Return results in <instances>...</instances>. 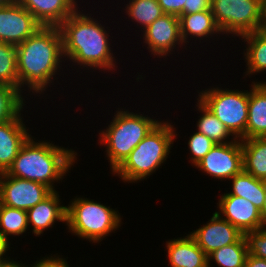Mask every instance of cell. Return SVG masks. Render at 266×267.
<instances>
[{
	"instance_id": "obj_17",
	"label": "cell",
	"mask_w": 266,
	"mask_h": 267,
	"mask_svg": "<svg viewBox=\"0 0 266 267\" xmlns=\"http://www.w3.org/2000/svg\"><path fill=\"white\" fill-rule=\"evenodd\" d=\"M57 191H52L44 200L27 210L28 225L35 236H40L55 221L66 222V206L61 205Z\"/></svg>"
},
{
	"instance_id": "obj_5",
	"label": "cell",
	"mask_w": 266,
	"mask_h": 267,
	"mask_svg": "<svg viewBox=\"0 0 266 267\" xmlns=\"http://www.w3.org/2000/svg\"><path fill=\"white\" fill-rule=\"evenodd\" d=\"M115 113L106 130L100 131L98 139V143L107 149L106 155L112 173L160 122L144 113L142 115L126 109L119 108Z\"/></svg>"
},
{
	"instance_id": "obj_24",
	"label": "cell",
	"mask_w": 266,
	"mask_h": 267,
	"mask_svg": "<svg viewBox=\"0 0 266 267\" xmlns=\"http://www.w3.org/2000/svg\"><path fill=\"white\" fill-rule=\"evenodd\" d=\"M198 111L202 113L197 121V129L199 133L209 137L215 144H226L236 140L235 137L229 132L226 126L213 114V112L206 107L198 98ZM231 135V140L230 139Z\"/></svg>"
},
{
	"instance_id": "obj_37",
	"label": "cell",
	"mask_w": 266,
	"mask_h": 267,
	"mask_svg": "<svg viewBox=\"0 0 266 267\" xmlns=\"http://www.w3.org/2000/svg\"><path fill=\"white\" fill-rule=\"evenodd\" d=\"M263 186H264V193H265V201H264L263 207L260 210V212H261L262 221L264 223V226H266V180H263Z\"/></svg>"
},
{
	"instance_id": "obj_7",
	"label": "cell",
	"mask_w": 266,
	"mask_h": 267,
	"mask_svg": "<svg viewBox=\"0 0 266 267\" xmlns=\"http://www.w3.org/2000/svg\"><path fill=\"white\" fill-rule=\"evenodd\" d=\"M198 99L226 126L236 139H246L249 91L213 87L198 92Z\"/></svg>"
},
{
	"instance_id": "obj_27",
	"label": "cell",
	"mask_w": 266,
	"mask_h": 267,
	"mask_svg": "<svg viewBox=\"0 0 266 267\" xmlns=\"http://www.w3.org/2000/svg\"><path fill=\"white\" fill-rule=\"evenodd\" d=\"M27 211L11 208L0 203V231L9 240V235L20 236L27 231Z\"/></svg>"
},
{
	"instance_id": "obj_29",
	"label": "cell",
	"mask_w": 266,
	"mask_h": 267,
	"mask_svg": "<svg viewBox=\"0 0 266 267\" xmlns=\"http://www.w3.org/2000/svg\"><path fill=\"white\" fill-rule=\"evenodd\" d=\"M22 94L14 87L0 83V124L14 119L24 111Z\"/></svg>"
},
{
	"instance_id": "obj_41",
	"label": "cell",
	"mask_w": 266,
	"mask_h": 267,
	"mask_svg": "<svg viewBox=\"0 0 266 267\" xmlns=\"http://www.w3.org/2000/svg\"><path fill=\"white\" fill-rule=\"evenodd\" d=\"M13 259H0V267H4L5 264L12 262Z\"/></svg>"
},
{
	"instance_id": "obj_11",
	"label": "cell",
	"mask_w": 266,
	"mask_h": 267,
	"mask_svg": "<svg viewBox=\"0 0 266 267\" xmlns=\"http://www.w3.org/2000/svg\"><path fill=\"white\" fill-rule=\"evenodd\" d=\"M143 32V40L147 49L155 57H166L172 54L176 45L183 46L180 33L179 17L173 14H163L152 22Z\"/></svg>"
},
{
	"instance_id": "obj_19",
	"label": "cell",
	"mask_w": 266,
	"mask_h": 267,
	"mask_svg": "<svg viewBox=\"0 0 266 267\" xmlns=\"http://www.w3.org/2000/svg\"><path fill=\"white\" fill-rule=\"evenodd\" d=\"M266 137V82H252L249 91L246 139Z\"/></svg>"
},
{
	"instance_id": "obj_32",
	"label": "cell",
	"mask_w": 266,
	"mask_h": 267,
	"mask_svg": "<svg viewBox=\"0 0 266 267\" xmlns=\"http://www.w3.org/2000/svg\"><path fill=\"white\" fill-rule=\"evenodd\" d=\"M162 10L166 14L176 16L183 15V8L187 6V0H157Z\"/></svg>"
},
{
	"instance_id": "obj_25",
	"label": "cell",
	"mask_w": 266,
	"mask_h": 267,
	"mask_svg": "<svg viewBox=\"0 0 266 267\" xmlns=\"http://www.w3.org/2000/svg\"><path fill=\"white\" fill-rule=\"evenodd\" d=\"M247 254V243L243 235L236 243L210 253L207 256L208 267H211L210 261H214L219 267H244Z\"/></svg>"
},
{
	"instance_id": "obj_23",
	"label": "cell",
	"mask_w": 266,
	"mask_h": 267,
	"mask_svg": "<svg viewBox=\"0 0 266 267\" xmlns=\"http://www.w3.org/2000/svg\"><path fill=\"white\" fill-rule=\"evenodd\" d=\"M230 180H232V192H229L231 195L242 197L250 201L259 210L262 209L265 201L263 180L257 179L244 171Z\"/></svg>"
},
{
	"instance_id": "obj_6",
	"label": "cell",
	"mask_w": 266,
	"mask_h": 267,
	"mask_svg": "<svg viewBox=\"0 0 266 267\" xmlns=\"http://www.w3.org/2000/svg\"><path fill=\"white\" fill-rule=\"evenodd\" d=\"M116 209L88 198L75 197L66 206V225L75 236L98 243L121 226Z\"/></svg>"
},
{
	"instance_id": "obj_15",
	"label": "cell",
	"mask_w": 266,
	"mask_h": 267,
	"mask_svg": "<svg viewBox=\"0 0 266 267\" xmlns=\"http://www.w3.org/2000/svg\"><path fill=\"white\" fill-rule=\"evenodd\" d=\"M44 27H59L79 7L76 0H18Z\"/></svg>"
},
{
	"instance_id": "obj_4",
	"label": "cell",
	"mask_w": 266,
	"mask_h": 267,
	"mask_svg": "<svg viewBox=\"0 0 266 267\" xmlns=\"http://www.w3.org/2000/svg\"><path fill=\"white\" fill-rule=\"evenodd\" d=\"M177 133L170 121L160 122L133 149L125 161L112 173L123 182L135 183L149 178L166 162ZM172 144V145H171Z\"/></svg>"
},
{
	"instance_id": "obj_38",
	"label": "cell",
	"mask_w": 266,
	"mask_h": 267,
	"mask_svg": "<svg viewBox=\"0 0 266 267\" xmlns=\"http://www.w3.org/2000/svg\"><path fill=\"white\" fill-rule=\"evenodd\" d=\"M262 28L266 29V0H262Z\"/></svg>"
},
{
	"instance_id": "obj_16",
	"label": "cell",
	"mask_w": 266,
	"mask_h": 267,
	"mask_svg": "<svg viewBox=\"0 0 266 267\" xmlns=\"http://www.w3.org/2000/svg\"><path fill=\"white\" fill-rule=\"evenodd\" d=\"M21 114L0 124V170L3 172L12 165L20 148L31 136Z\"/></svg>"
},
{
	"instance_id": "obj_42",
	"label": "cell",
	"mask_w": 266,
	"mask_h": 267,
	"mask_svg": "<svg viewBox=\"0 0 266 267\" xmlns=\"http://www.w3.org/2000/svg\"><path fill=\"white\" fill-rule=\"evenodd\" d=\"M4 173L2 170H0V196H1V182H2V178L4 176Z\"/></svg>"
},
{
	"instance_id": "obj_10",
	"label": "cell",
	"mask_w": 266,
	"mask_h": 267,
	"mask_svg": "<svg viewBox=\"0 0 266 267\" xmlns=\"http://www.w3.org/2000/svg\"><path fill=\"white\" fill-rule=\"evenodd\" d=\"M51 192L47 186L41 183L4 173L1 182L0 203L27 211L44 200Z\"/></svg>"
},
{
	"instance_id": "obj_30",
	"label": "cell",
	"mask_w": 266,
	"mask_h": 267,
	"mask_svg": "<svg viewBox=\"0 0 266 267\" xmlns=\"http://www.w3.org/2000/svg\"><path fill=\"white\" fill-rule=\"evenodd\" d=\"M189 138L188 149L192 156L190 161L195 166L216 144L209 137L198 131L194 132Z\"/></svg>"
},
{
	"instance_id": "obj_35",
	"label": "cell",
	"mask_w": 266,
	"mask_h": 267,
	"mask_svg": "<svg viewBox=\"0 0 266 267\" xmlns=\"http://www.w3.org/2000/svg\"><path fill=\"white\" fill-rule=\"evenodd\" d=\"M244 267H266V259L247 254Z\"/></svg>"
},
{
	"instance_id": "obj_26",
	"label": "cell",
	"mask_w": 266,
	"mask_h": 267,
	"mask_svg": "<svg viewBox=\"0 0 266 267\" xmlns=\"http://www.w3.org/2000/svg\"><path fill=\"white\" fill-rule=\"evenodd\" d=\"M126 14L135 23L146 29L152 22L165 14L157 0H129L125 7Z\"/></svg>"
},
{
	"instance_id": "obj_36",
	"label": "cell",
	"mask_w": 266,
	"mask_h": 267,
	"mask_svg": "<svg viewBox=\"0 0 266 267\" xmlns=\"http://www.w3.org/2000/svg\"><path fill=\"white\" fill-rule=\"evenodd\" d=\"M9 241L0 231V259H11L10 257L5 256L9 249ZM4 256V258H3ZM6 257V258H5Z\"/></svg>"
},
{
	"instance_id": "obj_18",
	"label": "cell",
	"mask_w": 266,
	"mask_h": 267,
	"mask_svg": "<svg viewBox=\"0 0 266 267\" xmlns=\"http://www.w3.org/2000/svg\"><path fill=\"white\" fill-rule=\"evenodd\" d=\"M166 245L170 267H208L207 255L189 234Z\"/></svg>"
},
{
	"instance_id": "obj_1",
	"label": "cell",
	"mask_w": 266,
	"mask_h": 267,
	"mask_svg": "<svg viewBox=\"0 0 266 267\" xmlns=\"http://www.w3.org/2000/svg\"><path fill=\"white\" fill-rule=\"evenodd\" d=\"M16 50L20 93L25 84L29 92L43 94L62 66L64 55L60 28L41 26L32 36L16 45Z\"/></svg>"
},
{
	"instance_id": "obj_13",
	"label": "cell",
	"mask_w": 266,
	"mask_h": 267,
	"mask_svg": "<svg viewBox=\"0 0 266 267\" xmlns=\"http://www.w3.org/2000/svg\"><path fill=\"white\" fill-rule=\"evenodd\" d=\"M217 204L220 212H215L243 234L264 226L260 210L242 197L224 193Z\"/></svg>"
},
{
	"instance_id": "obj_2",
	"label": "cell",
	"mask_w": 266,
	"mask_h": 267,
	"mask_svg": "<svg viewBox=\"0 0 266 267\" xmlns=\"http://www.w3.org/2000/svg\"><path fill=\"white\" fill-rule=\"evenodd\" d=\"M90 15L77 9L59 26L64 60L69 58V61L80 65V68L113 71L116 59L111 52L109 31Z\"/></svg>"
},
{
	"instance_id": "obj_3",
	"label": "cell",
	"mask_w": 266,
	"mask_h": 267,
	"mask_svg": "<svg viewBox=\"0 0 266 267\" xmlns=\"http://www.w3.org/2000/svg\"><path fill=\"white\" fill-rule=\"evenodd\" d=\"M29 137L20 148L12 165L5 172L7 175L36 181L56 191L54 183L63 180L77 158V152L56 146L50 142H36ZM35 140V141H34Z\"/></svg>"
},
{
	"instance_id": "obj_40",
	"label": "cell",
	"mask_w": 266,
	"mask_h": 267,
	"mask_svg": "<svg viewBox=\"0 0 266 267\" xmlns=\"http://www.w3.org/2000/svg\"><path fill=\"white\" fill-rule=\"evenodd\" d=\"M18 0H0V6H7L17 3Z\"/></svg>"
},
{
	"instance_id": "obj_20",
	"label": "cell",
	"mask_w": 266,
	"mask_h": 267,
	"mask_svg": "<svg viewBox=\"0 0 266 267\" xmlns=\"http://www.w3.org/2000/svg\"><path fill=\"white\" fill-rule=\"evenodd\" d=\"M179 22L181 38L184 45H187V42L189 43L187 41L189 36V38L196 37V40L197 38L199 40H205L207 37L209 39L213 35L222 33L215 22L211 9L193 14L180 15Z\"/></svg>"
},
{
	"instance_id": "obj_21",
	"label": "cell",
	"mask_w": 266,
	"mask_h": 267,
	"mask_svg": "<svg viewBox=\"0 0 266 267\" xmlns=\"http://www.w3.org/2000/svg\"><path fill=\"white\" fill-rule=\"evenodd\" d=\"M243 171L260 180H266V137L241 140Z\"/></svg>"
},
{
	"instance_id": "obj_8",
	"label": "cell",
	"mask_w": 266,
	"mask_h": 267,
	"mask_svg": "<svg viewBox=\"0 0 266 267\" xmlns=\"http://www.w3.org/2000/svg\"><path fill=\"white\" fill-rule=\"evenodd\" d=\"M211 12L222 34L241 37L262 28V0H211Z\"/></svg>"
},
{
	"instance_id": "obj_22",
	"label": "cell",
	"mask_w": 266,
	"mask_h": 267,
	"mask_svg": "<svg viewBox=\"0 0 266 267\" xmlns=\"http://www.w3.org/2000/svg\"><path fill=\"white\" fill-rule=\"evenodd\" d=\"M241 38L247 42L244 51V58L247 60L245 76L266 71V29L244 34Z\"/></svg>"
},
{
	"instance_id": "obj_33",
	"label": "cell",
	"mask_w": 266,
	"mask_h": 267,
	"mask_svg": "<svg viewBox=\"0 0 266 267\" xmlns=\"http://www.w3.org/2000/svg\"><path fill=\"white\" fill-rule=\"evenodd\" d=\"M211 9V0H187V6L183 8L184 14H193Z\"/></svg>"
},
{
	"instance_id": "obj_31",
	"label": "cell",
	"mask_w": 266,
	"mask_h": 267,
	"mask_svg": "<svg viewBox=\"0 0 266 267\" xmlns=\"http://www.w3.org/2000/svg\"><path fill=\"white\" fill-rule=\"evenodd\" d=\"M266 226L244 234L248 254L266 259Z\"/></svg>"
},
{
	"instance_id": "obj_14",
	"label": "cell",
	"mask_w": 266,
	"mask_h": 267,
	"mask_svg": "<svg viewBox=\"0 0 266 267\" xmlns=\"http://www.w3.org/2000/svg\"><path fill=\"white\" fill-rule=\"evenodd\" d=\"M208 256L213 251L236 243L244 234L216 212L207 224L189 234Z\"/></svg>"
},
{
	"instance_id": "obj_39",
	"label": "cell",
	"mask_w": 266,
	"mask_h": 267,
	"mask_svg": "<svg viewBox=\"0 0 266 267\" xmlns=\"http://www.w3.org/2000/svg\"><path fill=\"white\" fill-rule=\"evenodd\" d=\"M25 264L22 265V263H18L17 261H12L10 263L5 264L4 267H28V266H24Z\"/></svg>"
},
{
	"instance_id": "obj_34",
	"label": "cell",
	"mask_w": 266,
	"mask_h": 267,
	"mask_svg": "<svg viewBox=\"0 0 266 267\" xmlns=\"http://www.w3.org/2000/svg\"><path fill=\"white\" fill-rule=\"evenodd\" d=\"M54 256V257H53ZM51 254V257H44L43 259L37 260L33 265L29 267H69V264L67 263V260L64 258H60L58 255L55 256Z\"/></svg>"
},
{
	"instance_id": "obj_9",
	"label": "cell",
	"mask_w": 266,
	"mask_h": 267,
	"mask_svg": "<svg viewBox=\"0 0 266 267\" xmlns=\"http://www.w3.org/2000/svg\"><path fill=\"white\" fill-rule=\"evenodd\" d=\"M195 167L216 179L230 181L243 171L241 139L231 143L216 144Z\"/></svg>"
},
{
	"instance_id": "obj_12",
	"label": "cell",
	"mask_w": 266,
	"mask_h": 267,
	"mask_svg": "<svg viewBox=\"0 0 266 267\" xmlns=\"http://www.w3.org/2000/svg\"><path fill=\"white\" fill-rule=\"evenodd\" d=\"M40 27L34 16L19 2L0 6V42L18 45Z\"/></svg>"
},
{
	"instance_id": "obj_28",
	"label": "cell",
	"mask_w": 266,
	"mask_h": 267,
	"mask_svg": "<svg viewBox=\"0 0 266 267\" xmlns=\"http://www.w3.org/2000/svg\"><path fill=\"white\" fill-rule=\"evenodd\" d=\"M16 59V45L0 42V83L10 85L20 92Z\"/></svg>"
}]
</instances>
